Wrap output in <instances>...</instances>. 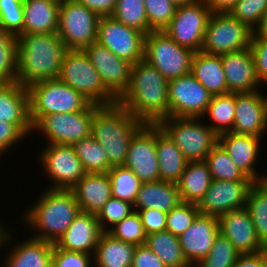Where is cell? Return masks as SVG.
I'll return each instance as SVG.
<instances>
[{"label": "cell", "instance_id": "1", "mask_svg": "<svg viewBox=\"0 0 267 267\" xmlns=\"http://www.w3.org/2000/svg\"><path fill=\"white\" fill-rule=\"evenodd\" d=\"M117 103L144 123L158 124L169 118L168 80L142 59L132 65L128 88Z\"/></svg>", "mask_w": 267, "mask_h": 267}, {"label": "cell", "instance_id": "2", "mask_svg": "<svg viewBox=\"0 0 267 267\" xmlns=\"http://www.w3.org/2000/svg\"><path fill=\"white\" fill-rule=\"evenodd\" d=\"M17 39L16 81L28 87L39 81L57 79L69 49L58 33L22 34Z\"/></svg>", "mask_w": 267, "mask_h": 267}, {"label": "cell", "instance_id": "3", "mask_svg": "<svg viewBox=\"0 0 267 267\" xmlns=\"http://www.w3.org/2000/svg\"><path fill=\"white\" fill-rule=\"evenodd\" d=\"M42 193L24 212L23 224L38 230L33 238L55 244L81 210L71 190L46 189Z\"/></svg>", "mask_w": 267, "mask_h": 267}, {"label": "cell", "instance_id": "4", "mask_svg": "<svg viewBox=\"0 0 267 267\" xmlns=\"http://www.w3.org/2000/svg\"><path fill=\"white\" fill-rule=\"evenodd\" d=\"M144 124L118 103L101 106L95 112L91 135L106 151L111 167L125 163L130 141Z\"/></svg>", "mask_w": 267, "mask_h": 267}, {"label": "cell", "instance_id": "5", "mask_svg": "<svg viewBox=\"0 0 267 267\" xmlns=\"http://www.w3.org/2000/svg\"><path fill=\"white\" fill-rule=\"evenodd\" d=\"M27 91L29 115L33 126L43 116L81 111L91 103L58 78L31 84Z\"/></svg>", "mask_w": 267, "mask_h": 267}, {"label": "cell", "instance_id": "6", "mask_svg": "<svg viewBox=\"0 0 267 267\" xmlns=\"http://www.w3.org/2000/svg\"><path fill=\"white\" fill-rule=\"evenodd\" d=\"M58 79L81 93L91 103L108 106L117 99L106 89L97 69L83 50H69L62 61Z\"/></svg>", "mask_w": 267, "mask_h": 267}, {"label": "cell", "instance_id": "7", "mask_svg": "<svg viewBox=\"0 0 267 267\" xmlns=\"http://www.w3.org/2000/svg\"><path fill=\"white\" fill-rule=\"evenodd\" d=\"M201 118L169 117L158 125L175 142L188 161H205L211 150L219 143V135Z\"/></svg>", "mask_w": 267, "mask_h": 267}, {"label": "cell", "instance_id": "8", "mask_svg": "<svg viewBox=\"0 0 267 267\" xmlns=\"http://www.w3.org/2000/svg\"><path fill=\"white\" fill-rule=\"evenodd\" d=\"M194 53L178 45L164 31H151L144 38V60L168 81L191 73Z\"/></svg>", "mask_w": 267, "mask_h": 267}, {"label": "cell", "instance_id": "9", "mask_svg": "<svg viewBox=\"0 0 267 267\" xmlns=\"http://www.w3.org/2000/svg\"><path fill=\"white\" fill-rule=\"evenodd\" d=\"M99 20L77 0H68L59 7L58 36L69 50H83L97 40Z\"/></svg>", "mask_w": 267, "mask_h": 267}, {"label": "cell", "instance_id": "10", "mask_svg": "<svg viewBox=\"0 0 267 267\" xmlns=\"http://www.w3.org/2000/svg\"><path fill=\"white\" fill-rule=\"evenodd\" d=\"M252 30L229 13H212L201 51L221 55L250 47Z\"/></svg>", "mask_w": 267, "mask_h": 267}, {"label": "cell", "instance_id": "11", "mask_svg": "<svg viewBox=\"0 0 267 267\" xmlns=\"http://www.w3.org/2000/svg\"><path fill=\"white\" fill-rule=\"evenodd\" d=\"M100 105L90 103L84 110L49 114L43 116L34 126L47 137L49 144L73 145L91 135V123Z\"/></svg>", "mask_w": 267, "mask_h": 267}, {"label": "cell", "instance_id": "12", "mask_svg": "<svg viewBox=\"0 0 267 267\" xmlns=\"http://www.w3.org/2000/svg\"><path fill=\"white\" fill-rule=\"evenodd\" d=\"M212 12L206 0L178 6L169 25L163 30L178 45L200 52Z\"/></svg>", "mask_w": 267, "mask_h": 267}, {"label": "cell", "instance_id": "13", "mask_svg": "<svg viewBox=\"0 0 267 267\" xmlns=\"http://www.w3.org/2000/svg\"><path fill=\"white\" fill-rule=\"evenodd\" d=\"M211 94L191 74L168 81L169 117L204 118Z\"/></svg>", "mask_w": 267, "mask_h": 267}, {"label": "cell", "instance_id": "14", "mask_svg": "<svg viewBox=\"0 0 267 267\" xmlns=\"http://www.w3.org/2000/svg\"><path fill=\"white\" fill-rule=\"evenodd\" d=\"M39 160L53 181L48 189L70 190L86 174L73 145L49 144L40 153Z\"/></svg>", "mask_w": 267, "mask_h": 267}, {"label": "cell", "instance_id": "15", "mask_svg": "<svg viewBox=\"0 0 267 267\" xmlns=\"http://www.w3.org/2000/svg\"><path fill=\"white\" fill-rule=\"evenodd\" d=\"M144 38L142 32L112 16L100 17L96 41L133 65L144 59Z\"/></svg>", "mask_w": 267, "mask_h": 267}, {"label": "cell", "instance_id": "16", "mask_svg": "<svg viewBox=\"0 0 267 267\" xmlns=\"http://www.w3.org/2000/svg\"><path fill=\"white\" fill-rule=\"evenodd\" d=\"M142 183L160 181L159 163L156 152V124H144L132 137L126 161Z\"/></svg>", "mask_w": 267, "mask_h": 267}, {"label": "cell", "instance_id": "17", "mask_svg": "<svg viewBox=\"0 0 267 267\" xmlns=\"http://www.w3.org/2000/svg\"><path fill=\"white\" fill-rule=\"evenodd\" d=\"M83 51L97 69L106 89L118 100L128 88L133 64L119 58L97 41Z\"/></svg>", "mask_w": 267, "mask_h": 267}, {"label": "cell", "instance_id": "18", "mask_svg": "<svg viewBox=\"0 0 267 267\" xmlns=\"http://www.w3.org/2000/svg\"><path fill=\"white\" fill-rule=\"evenodd\" d=\"M254 181H225L212 179L209 189L198 202L200 214L219 217L223 213L245 207Z\"/></svg>", "mask_w": 267, "mask_h": 267}, {"label": "cell", "instance_id": "19", "mask_svg": "<svg viewBox=\"0 0 267 267\" xmlns=\"http://www.w3.org/2000/svg\"><path fill=\"white\" fill-rule=\"evenodd\" d=\"M259 90L235 93V119L231 132L263 136L267 130V96Z\"/></svg>", "mask_w": 267, "mask_h": 267}, {"label": "cell", "instance_id": "20", "mask_svg": "<svg viewBox=\"0 0 267 267\" xmlns=\"http://www.w3.org/2000/svg\"><path fill=\"white\" fill-rule=\"evenodd\" d=\"M218 234V217L199 213L191 226L178 236L187 262L196 265L205 258Z\"/></svg>", "mask_w": 267, "mask_h": 267}, {"label": "cell", "instance_id": "21", "mask_svg": "<svg viewBox=\"0 0 267 267\" xmlns=\"http://www.w3.org/2000/svg\"><path fill=\"white\" fill-rule=\"evenodd\" d=\"M218 220L219 232L229 239L240 254L267 249L258 239L251 216L245 207L223 213Z\"/></svg>", "mask_w": 267, "mask_h": 267}, {"label": "cell", "instance_id": "22", "mask_svg": "<svg viewBox=\"0 0 267 267\" xmlns=\"http://www.w3.org/2000/svg\"><path fill=\"white\" fill-rule=\"evenodd\" d=\"M227 89L231 93H250L262 85L257 77L251 48L221 54ZM258 86V87H257Z\"/></svg>", "mask_w": 267, "mask_h": 267}, {"label": "cell", "instance_id": "23", "mask_svg": "<svg viewBox=\"0 0 267 267\" xmlns=\"http://www.w3.org/2000/svg\"><path fill=\"white\" fill-rule=\"evenodd\" d=\"M102 232L95 214L80 211L54 245L66 251L94 255Z\"/></svg>", "mask_w": 267, "mask_h": 267}, {"label": "cell", "instance_id": "24", "mask_svg": "<svg viewBox=\"0 0 267 267\" xmlns=\"http://www.w3.org/2000/svg\"><path fill=\"white\" fill-rule=\"evenodd\" d=\"M0 121L14 124L25 136L33 133L27 87L17 81L0 83Z\"/></svg>", "mask_w": 267, "mask_h": 267}, {"label": "cell", "instance_id": "25", "mask_svg": "<svg viewBox=\"0 0 267 267\" xmlns=\"http://www.w3.org/2000/svg\"><path fill=\"white\" fill-rule=\"evenodd\" d=\"M261 138L253 135L225 132L219 135V144L228 153L234 164L252 181L261 182L264 177L258 176L255 164L258 162Z\"/></svg>", "mask_w": 267, "mask_h": 267}, {"label": "cell", "instance_id": "26", "mask_svg": "<svg viewBox=\"0 0 267 267\" xmlns=\"http://www.w3.org/2000/svg\"><path fill=\"white\" fill-rule=\"evenodd\" d=\"M70 190L80 210L95 215L112 197L108 173H86Z\"/></svg>", "mask_w": 267, "mask_h": 267}, {"label": "cell", "instance_id": "27", "mask_svg": "<svg viewBox=\"0 0 267 267\" xmlns=\"http://www.w3.org/2000/svg\"><path fill=\"white\" fill-rule=\"evenodd\" d=\"M191 74L208 90L211 96L230 93L227 89L221 55L203 51L194 53Z\"/></svg>", "mask_w": 267, "mask_h": 267}, {"label": "cell", "instance_id": "28", "mask_svg": "<svg viewBox=\"0 0 267 267\" xmlns=\"http://www.w3.org/2000/svg\"><path fill=\"white\" fill-rule=\"evenodd\" d=\"M180 202L177 183L160 180L141 184L133 208L134 210L152 208L168 213Z\"/></svg>", "mask_w": 267, "mask_h": 267}, {"label": "cell", "instance_id": "29", "mask_svg": "<svg viewBox=\"0 0 267 267\" xmlns=\"http://www.w3.org/2000/svg\"><path fill=\"white\" fill-rule=\"evenodd\" d=\"M156 152L160 180L178 183L188 164V160L158 124H156Z\"/></svg>", "mask_w": 267, "mask_h": 267}, {"label": "cell", "instance_id": "30", "mask_svg": "<svg viewBox=\"0 0 267 267\" xmlns=\"http://www.w3.org/2000/svg\"><path fill=\"white\" fill-rule=\"evenodd\" d=\"M59 7L46 0H23L24 23L19 35L57 33Z\"/></svg>", "mask_w": 267, "mask_h": 267}, {"label": "cell", "instance_id": "31", "mask_svg": "<svg viewBox=\"0 0 267 267\" xmlns=\"http://www.w3.org/2000/svg\"><path fill=\"white\" fill-rule=\"evenodd\" d=\"M13 248L5 259L4 267H49L52 264L53 243L32 237Z\"/></svg>", "mask_w": 267, "mask_h": 267}, {"label": "cell", "instance_id": "32", "mask_svg": "<svg viewBox=\"0 0 267 267\" xmlns=\"http://www.w3.org/2000/svg\"><path fill=\"white\" fill-rule=\"evenodd\" d=\"M136 245L102 232L94 253V267H131Z\"/></svg>", "mask_w": 267, "mask_h": 267}, {"label": "cell", "instance_id": "33", "mask_svg": "<svg viewBox=\"0 0 267 267\" xmlns=\"http://www.w3.org/2000/svg\"><path fill=\"white\" fill-rule=\"evenodd\" d=\"M211 182V173L205 161H188L177 183L181 201L198 204Z\"/></svg>", "mask_w": 267, "mask_h": 267}, {"label": "cell", "instance_id": "34", "mask_svg": "<svg viewBox=\"0 0 267 267\" xmlns=\"http://www.w3.org/2000/svg\"><path fill=\"white\" fill-rule=\"evenodd\" d=\"M166 267H187L190 265L181 248L178 236L168 230L148 234L145 243Z\"/></svg>", "mask_w": 267, "mask_h": 267}, {"label": "cell", "instance_id": "35", "mask_svg": "<svg viewBox=\"0 0 267 267\" xmlns=\"http://www.w3.org/2000/svg\"><path fill=\"white\" fill-rule=\"evenodd\" d=\"M245 208L258 239L267 248V187L262 182H255L250 187Z\"/></svg>", "mask_w": 267, "mask_h": 267}, {"label": "cell", "instance_id": "36", "mask_svg": "<svg viewBox=\"0 0 267 267\" xmlns=\"http://www.w3.org/2000/svg\"><path fill=\"white\" fill-rule=\"evenodd\" d=\"M205 115L214 121L208 126L218 135L231 132L235 119V93L212 96Z\"/></svg>", "mask_w": 267, "mask_h": 267}, {"label": "cell", "instance_id": "37", "mask_svg": "<svg viewBox=\"0 0 267 267\" xmlns=\"http://www.w3.org/2000/svg\"><path fill=\"white\" fill-rule=\"evenodd\" d=\"M73 147L86 173H108L112 168L106 151L92 135L75 142Z\"/></svg>", "mask_w": 267, "mask_h": 267}, {"label": "cell", "instance_id": "38", "mask_svg": "<svg viewBox=\"0 0 267 267\" xmlns=\"http://www.w3.org/2000/svg\"><path fill=\"white\" fill-rule=\"evenodd\" d=\"M212 179L225 181H252L230 159L228 153L218 143L205 158Z\"/></svg>", "mask_w": 267, "mask_h": 267}, {"label": "cell", "instance_id": "39", "mask_svg": "<svg viewBox=\"0 0 267 267\" xmlns=\"http://www.w3.org/2000/svg\"><path fill=\"white\" fill-rule=\"evenodd\" d=\"M108 175L111 179L112 197L134 204L142 182L133 171L120 165L112 167Z\"/></svg>", "mask_w": 267, "mask_h": 267}, {"label": "cell", "instance_id": "40", "mask_svg": "<svg viewBox=\"0 0 267 267\" xmlns=\"http://www.w3.org/2000/svg\"><path fill=\"white\" fill-rule=\"evenodd\" d=\"M111 16L126 26L142 32L145 36L151 32L144 0H116Z\"/></svg>", "mask_w": 267, "mask_h": 267}, {"label": "cell", "instance_id": "41", "mask_svg": "<svg viewBox=\"0 0 267 267\" xmlns=\"http://www.w3.org/2000/svg\"><path fill=\"white\" fill-rule=\"evenodd\" d=\"M239 255L240 253L229 239L219 232L207 256L196 265L197 267H233Z\"/></svg>", "mask_w": 267, "mask_h": 267}, {"label": "cell", "instance_id": "42", "mask_svg": "<svg viewBox=\"0 0 267 267\" xmlns=\"http://www.w3.org/2000/svg\"><path fill=\"white\" fill-rule=\"evenodd\" d=\"M17 39L0 29V83L16 81Z\"/></svg>", "mask_w": 267, "mask_h": 267}, {"label": "cell", "instance_id": "43", "mask_svg": "<svg viewBox=\"0 0 267 267\" xmlns=\"http://www.w3.org/2000/svg\"><path fill=\"white\" fill-rule=\"evenodd\" d=\"M107 232L121 241L136 246L146 243L147 235L144 232L143 224L137 211L132 212L113 227H110Z\"/></svg>", "mask_w": 267, "mask_h": 267}, {"label": "cell", "instance_id": "44", "mask_svg": "<svg viewBox=\"0 0 267 267\" xmlns=\"http://www.w3.org/2000/svg\"><path fill=\"white\" fill-rule=\"evenodd\" d=\"M151 31H163L170 23L177 6L171 0H144Z\"/></svg>", "mask_w": 267, "mask_h": 267}, {"label": "cell", "instance_id": "45", "mask_svg": "<svg viewBox=\"0 0 267 267\" xmlns=\"http://www.w3.org/2000/svg\"><path fill=\"white\" fill-rule=\"evenodd\" d=\"M198 214L197 204L181 201L167 213L166 230L175 236H180L191 226Z\"/></svg>", "mask_w": 267, "mask_h": 267}, {"label": "cell", "instance_id": "46", "mask_svg": "<svg viewBox=\"0 0 267 267\" xmlns=\"http://www.w3.org/2000/svg\"><path fill=\"white\" fill-rule=\"evenodd\" d=\"M23 0H0V29L17 37L23 30Z\"/></svg>", "mask_w": 267, "mask_h": 267}, {"label": "cell", "instance_id": "47", "mask_svg": "<svg viewBox=\"0 0 267 267\" xmlns=\"http://www.w3.org/2000/svg\"><path fill=\"white\" fill-rule=\"evenodd\" d=\"M132 212L133 204L111 197L96 216L101 230L107 232L110 229L109 225L113 227Z\"/></svg>", "mask_w": 267, "mask_h": 267}, {"label": "cell", "instance_id": "48", "mask_svg": "<svg viewBox=\"0 0 267 267\" xmlns=\"http://www.w3.org/2000/svg\"><path fill=\"white\" fill-rule=\"evenodd\" d=\"M266 9L267 0H240L229 14L253 30Z\"/></svg>", "mask_w": 267, "mask_h": 267}, {"label": "cell", "instance_id": "49", "mask_svg": "<svg viewBox=\"0 0 267 267\" xmlns=\"http://www.w3.org/2000/svg\"><path fill=\"white\" fill-rule=\"evenodd\" d=\"M92 257L93 255L87 253L66 251L54 245L52 265L53 267H94Z\"/></svg>", "mask_w": 267, "mask_h": 267}, {"label": "cell", "instance_id": "50", "mask_svg": "<svg viewBox=\"0 0 267 267\" xmlns=\"http://www.w3.org/2000/svg\"><path fill=\"white\" fill-rule=\"evenodd\" d=\"M252 50L256 74L261 84H267V37H252Z\"/></svg>", "mask_w": 267, "mask_h": 267}, {"label": "cell", "instance_id": "51", "mask_svg": "<svg viewBox=\"0 0 267 267\" xmlns=\"http://www.w3.org/2000/svg\"><path fill=\"white\" fill-rule=\"evenodd\" d=\"M134 211L139 214L146 235L166 230L167 213L152 208Z\"/></svg>", "mask_w": 267, "mask_h": 267}, {"label": "cell", "instance_id": "52", "mask_svg": "<svg viewBox=\"0 0 267 267\" xmlns=\"http://www.w3.org/2000/svg\"><path fill=\"white\" fill-rule=\"evenodd\" d=\"M131 267H166L160 258L146 245H138L133 254Z\"/></svg>", "mask_w": 267, "mask_h": 267}, {"label": "cell", "instance_id": "53", "mask_svg": "<svg viewBox=\"0 0 267 267\" xmlns=\"http://www.w3.org/2000/svg\"><path fill=\"white\" fill-rule=\"evenodd\" d=\"M25 135L11 123L0 121V156L19 142Z\"/></svg>", "mask_w": 267, "mask_h": 267}, {"label": "cell", "instance_id": "54", "mask_svg": "<svg viewBox=\"0 0 267 267\" xmlns=\"http://www.w3.org/2000/svg\"><path fill=\"white\" fill-rule=\"evenodd\" d=\"M233 267H267V249L257 253L240 254Z\"/></svg>", "mask_w": 267, "mask_h": 267}, {"label": "cell", "instance_id": "55", "mask_svg": "<svg viewBox=\"0 0 267 267\" xmlns=\"http://www.w3.org/2000/svg\"><path fill=\"white\" fill-rule=\"evenodd\" d=\"M80 4L86 6L98 16H111L115 6L116 0H77Z\"/></svg>", "mask_w": 267, "mask_h": 267}, {"label": "cell", "instance_id": "56", "mask_svg": "<svg viewBox=\"0 0 267 267\" xmlns=\"http://www.w3.org/2000/svg\"><path fill=\"white\" fill-rule=\"evenodd\" d=\"M240 0H206L212 13H229Z\"/></svg>", "mask_w": 267, "mask_h": 267}, {"label": "cell", "instance_id": "57", "mask_svg": "<svg viewBox=\"0 0 267 267\" xmlns=\"http://www.w3.org/2000/svg\"><path fill=\"white\" fill-rule=\"evenodd\" d=\"M252 37H267V9L252 30Z\"/></svg>", "mask_w": 267, "mask_h": 267}, {"label": "cell", "instance_id": "58", "mask_svg": "<svg viewBox=\"0 0 267 267\" xmlns=\"http://www.w3.org/2000/svg\"><path fill=\"white\" fill-rule=\"evenodd\" d=\"M12 233H9V230L3 226H0V248H3L2 246H5L7 244H9ZM8 241V242H7Z\"/></svg>", "mask_w": 267, "mask_h": 267}, {"label": "cell", "instance_id": "59", "mask_svg": "<svg viewBox=\"0 0 267 267\" xmlns=\"http://www.w3.org/2000/svg\"><path fill=\"white\" fill-rule=\"evenodd\" d=\"M198 1L199 0H171V2L177 7L178 6H185V5L195 4Z\"/></svg>", "mask_w": 267, "mask_h": 267}, {"label": "cell", "instance_id": "60", "mask_svg": "<svg viewBox=\"0 0 267 267\" xmlns=\"http://www.w3.org/2000/svg\"><path fill=\"white\" fill-rule=\"evenodd\" d=\"M46 1L52 2V3H54V4H57L58 6H61V5H63L65 2H67L68 0H46Z\"/></svg>", "mask_w": 267, "mask_h": 267}, {"label": "cell", "instance_id": "61", "mask_svg": "<svg viewBox=\"0 0 267 267\" xmlns=\"http://www.w3.org/2000/svg\"><path fill=\"white\" fill-rule=\"evenodd\" d=\"M261 182L267 187V176Z\"/></svg>", "mask_w": 267, "mask_h": 267}, {"label": "cell", "instance_id": "62", "mask_svg": "<svg viewBox=\"0 0 267 267\" xmlns=\"http://www.w3.org/2000/svg\"><path fill=\"white\" fill-rule=\"evenodd\" d=\"M187 267H197V265H188Z\"/></svg>", "mask_w": 267, "mask_h": 267}]
</instances>
